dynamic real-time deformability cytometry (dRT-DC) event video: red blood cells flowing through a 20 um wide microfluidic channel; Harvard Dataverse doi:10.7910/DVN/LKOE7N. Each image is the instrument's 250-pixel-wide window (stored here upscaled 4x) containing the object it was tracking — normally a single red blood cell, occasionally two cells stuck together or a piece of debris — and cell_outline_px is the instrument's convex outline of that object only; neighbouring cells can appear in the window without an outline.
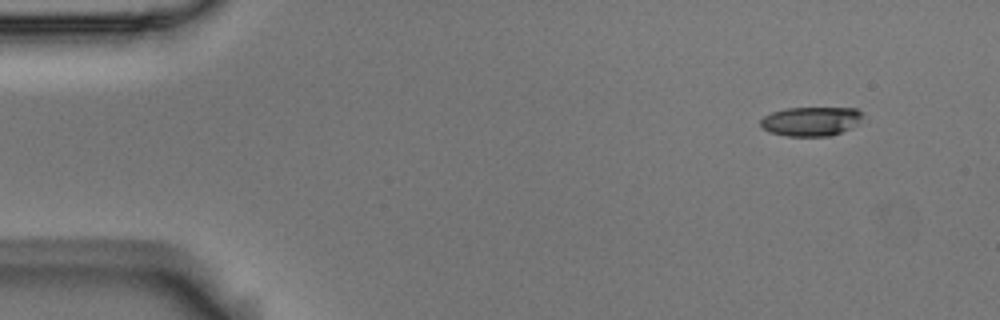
{"species": "Egyptian fruit bat (a non-hibernating species)", "species_latin": "Rousettus aegyptiacus", "temperature_condition": "room temperature", "stored_images_in_passage": 4, "camera_frame_rate_fps": 3000, "um_per_image_px": 0.085, "animal": {"sex": "male"}, "frame": {"image": 1, "passage_image": 1, "time_ms": 0.0, "image_size_px": [1000, 320], "cell_outline_px": [[860, 120], [856, 124], [840, 132], [828, 136], [788, 136], [768, 132], [760, 128], [760, 120], [764, 116], [772, 112], [788, 108], [856, 108], [860, 112]], "centroid_in_image_um": [68.85, 10.31], "position_along_channel_um": 16.2, "area_um2": 17.17}}
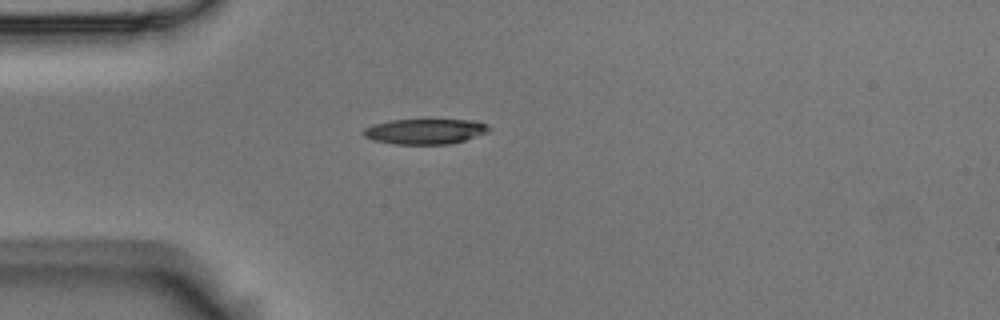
{"frame": {"image": 2, "passage_image": 4, "time_ms": 1.0, "image_size_px": [1000, 320], "cell_outline_px": [[492, 128], [488, 132], [452, 144], [396, 144], [372, 140], [364, 136], [360, 132], [364, 128], [372, 124], [388, 120], [424, 116], [432, 116], [476, 120], [488, 124]], "centroid_in_image_um": [36.15, 11.09], "position_along_channel_um": 48.8, "area_um2": 20.11}}